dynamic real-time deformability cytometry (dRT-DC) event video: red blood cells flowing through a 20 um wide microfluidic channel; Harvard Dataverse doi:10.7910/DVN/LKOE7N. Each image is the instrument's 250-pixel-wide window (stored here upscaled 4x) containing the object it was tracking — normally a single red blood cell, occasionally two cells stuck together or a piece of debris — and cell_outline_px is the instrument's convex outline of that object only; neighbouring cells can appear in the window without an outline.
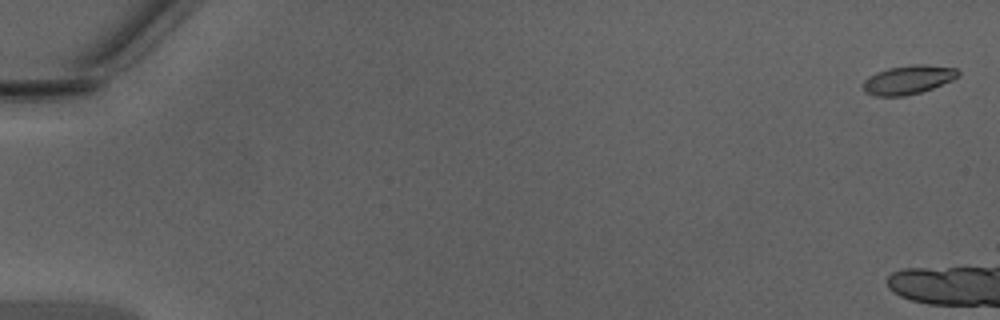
{"species": "Egyptian fruit bat (a non-hibernating species)", "species_latin": "Rousettus aegyptiacus", "temperature_condition": "warm", "stored_images_in_passage": 7, "camera_frame_rate_fps": 3000, "um_per_image_px": 0.085, "animal": {"sex": "male"}, "frame": {"image": 1, "passage_image": 2, "time_ms": 0.333, "image_size_px": [1000, 320], "cell_outline_px": [[960, 76], [952, 80], [932, 88], [920, 92], [904, 96], [872, 96], [864, 92], [864, 80], [868, 76], [876, 72], [888, 68], [912, 64], [924, 64], [956, 68], [960, 72]], "centroid_in_image_um": [77.19, 6.77], "position_along_channel_um": 7.8, "area_um2": 16.07}}